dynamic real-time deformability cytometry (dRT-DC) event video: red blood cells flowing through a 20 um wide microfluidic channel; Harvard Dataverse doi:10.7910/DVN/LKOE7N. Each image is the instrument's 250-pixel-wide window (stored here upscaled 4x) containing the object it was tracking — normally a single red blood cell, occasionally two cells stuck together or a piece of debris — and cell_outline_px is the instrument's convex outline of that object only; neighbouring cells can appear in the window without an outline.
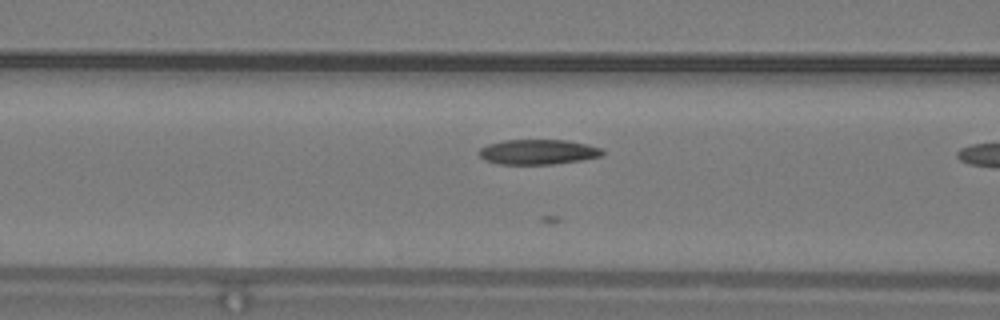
{"species": "common noctule bat (a hibernating species)", "species_latin": "Nyctalus noctula", "temperature_condition": "warm", "stored_images_in_passage": 11, "camera_frame_rate_fps": 3000, "um_per_image_px": 0.085, "animal": {"sex": "male", "body_mass_g": 19.2, "forearm_length_mm": 51.8}, "frame": {"image": 1, "passage_image": 10, "time_ms": 3.0, "image_size_px": [1000, 320], "cell_outline_px": [[604, 156], [580, 160], [552, 164], [500, 164], [484, 160], [476, 152], [480, 148], [488, 144], [504, 140], [568, 140], [588, 144], [600, 148], [604, 152]], "centroid_in_image_um": [45.72, 12.91], "position_along_channel_um": 120.9, "area_um2": 18.09}}